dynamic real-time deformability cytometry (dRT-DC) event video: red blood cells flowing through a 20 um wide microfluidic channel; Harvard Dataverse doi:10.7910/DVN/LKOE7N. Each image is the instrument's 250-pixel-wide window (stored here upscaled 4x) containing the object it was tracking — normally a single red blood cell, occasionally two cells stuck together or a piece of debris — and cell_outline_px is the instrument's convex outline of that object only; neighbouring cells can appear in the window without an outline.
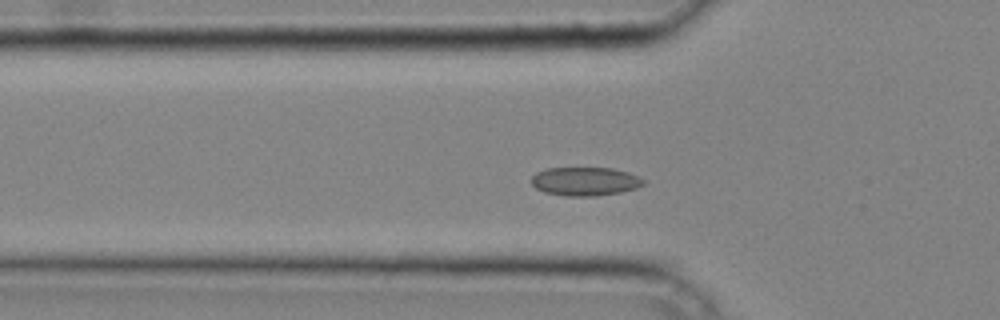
{"species": "common noctule bat (a hibernating species)", "species_latin": "Nyctalus noctula", "temperature_condition": "cold", "stored_images_in_passage": 38, "camera_frame_rate_fps": 3000, "um_per_image_px": 0.085, "animal": {"sex": "male", "body_mass_g": 20.4}, "frame": {"image": 1, "passage_image": 11, "time_ms": 3.333, "image_size_px": [1000, 320], "cell_outline_px": [[644, 184], [636, 188], [620, 192], [596, 196], [568, 196], [544, 192], [536, 188], [532, 184], [532, 176], [536, 172], [548, 168], [612, 168], [628, 172], [644, 180]], "centroid_in_image_um": [49.71, 15.42], "position_along_channel_um": 76.1, "area_um2": 18.55}}
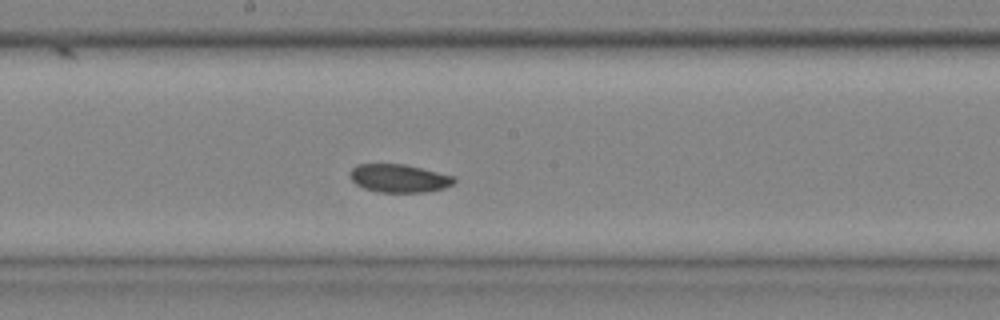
{"frame": {"image": 2, "passage_image": 20, "time_ms": 6.333, "image_size_px": [1000, 320], "cell_outline_px": [[456, 180], [452, 184], [444, 188], [424, 192], [380, 192], [364, 188], [356, 184], [348, 176], [348, 172], [356, 164], [404, 164], [452, 176]], "centroid_in_image_um": [33.85, 15.15], "position_along_channel_um": 214.4, "area_um2": 16.94}}
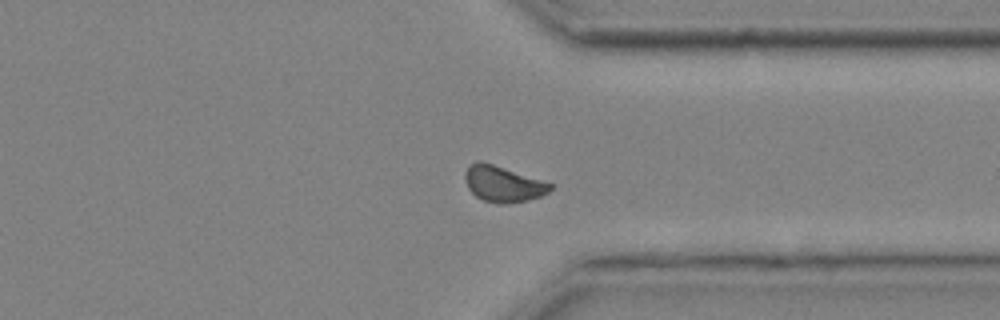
{"frame": {"image": 3, "passage_image": 30, "time_ms": 9.667, "image_size_px": [1000, 320], "cell_outline_px": [[552, 188], [548, 192], [540, 196], [528, 200], [508, 204], [500, 204], [484, 200], [476, 196], [468, 188], [464, 180], [464, 172], [468, 164], [476, 160], [480, 160], [552, 184]], "centroid_in_image_um": [42.69, 15.63], "position_along_channel_um": 368.7, "area_um2": 17.74}}